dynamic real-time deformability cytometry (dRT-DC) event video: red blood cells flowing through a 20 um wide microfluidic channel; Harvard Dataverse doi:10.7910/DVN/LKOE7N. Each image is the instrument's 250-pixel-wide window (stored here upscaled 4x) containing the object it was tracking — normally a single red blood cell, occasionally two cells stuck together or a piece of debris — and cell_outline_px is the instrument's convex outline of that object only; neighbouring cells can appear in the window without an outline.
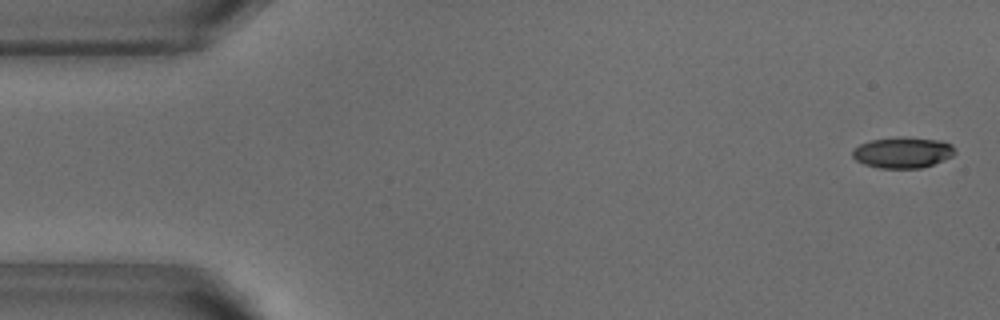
{"species": "common noctule bat (a hibernating species)", "species_latin": "Nyctalus noctula", "temperature_condition": "warm", "stored_images_in_passage": 52, "camera_frame_rate_fps": 3000, "um_per_image_px": 0.085, "animal": {"sex": "male", "body_mass_g": 18.8}, "frame": {"image": 1, "passage_image": 2, "time_ms": 0.333, "image_size_px": [1000, 320], "cell_outline_px": [[956, 152], [952, 156], [932, 164], [920, 168], [880, 168], [864, 164], [856, 160], [852, 156], [852, 152], [860, 144], [872, 140], [900, 136], [940, 140], [952, 144]], "centroid_in_image_um": [76.74, 12.95], "position_along_channel_um": 8.3, "area_um2": 18.38}}
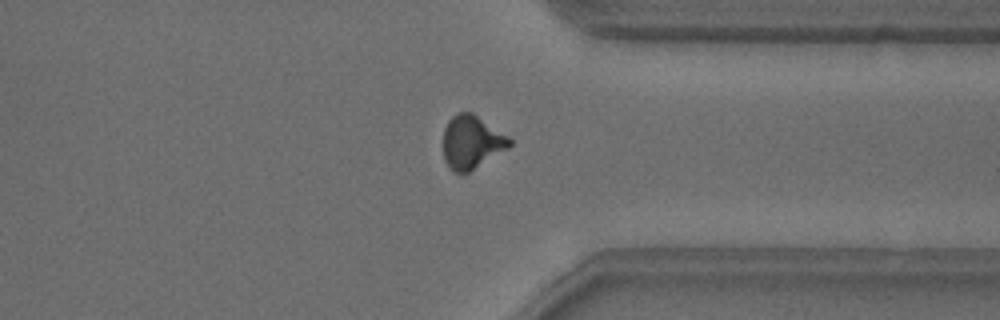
{"frame": {"image": 2, "passage_image": 40, "time_ms": 13.0, "image_size_px": [1000, 320], "cell_outline_px": [[512, 144], [508, 148], [468, 172], [456, 172], [448, 168], [444, 160], [444, 128], [448, 120], [452, 116], [460, 112], [472, 112], [508, 136], [512, 140]], "centroid_in_image_um": [40.08, 12.07], "position_along_channel_um": 371.3, "area_um2": 20.4}}
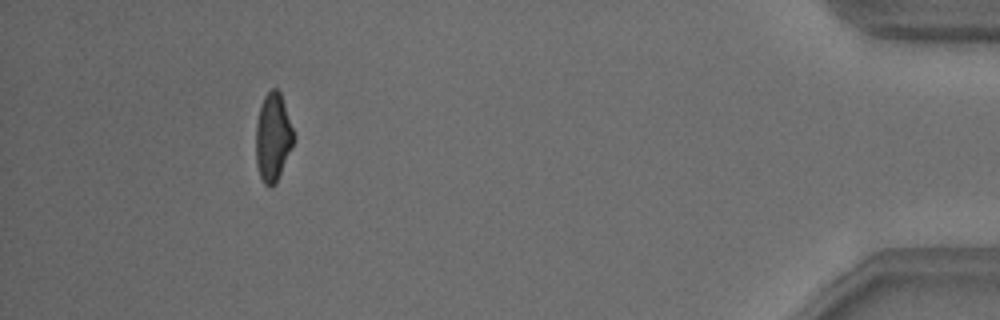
{"frame": {"image": 3, "passage_image": 48, "time_ms": 15.667, "image_size_px": [1000, 320], "cell_outline_px": [[296, 136], [276, 184], [272, 188], [268, 188], [264, 184], [260, 176], [256, 164], [256, 124], [260, 108], [264, 96], [272, 88], [276, 88], [280, 92]], "centroid_in_image_um": [23.2, 11.7], "position_along_channel_um": 412.0, "area_um2": 19.48}, "authors_computed_cell_mechanics": {"area_um2": 20.3167, "velocity_mm_per_s": 3.8521, "shape_relaxation_time_tau1_ms": 4.5284, "shape_relaxation_time_tau2_ms": 2.5479, "deformation_change_tau1": 0.1612, "deformation_change_tau2": 0.1055}}